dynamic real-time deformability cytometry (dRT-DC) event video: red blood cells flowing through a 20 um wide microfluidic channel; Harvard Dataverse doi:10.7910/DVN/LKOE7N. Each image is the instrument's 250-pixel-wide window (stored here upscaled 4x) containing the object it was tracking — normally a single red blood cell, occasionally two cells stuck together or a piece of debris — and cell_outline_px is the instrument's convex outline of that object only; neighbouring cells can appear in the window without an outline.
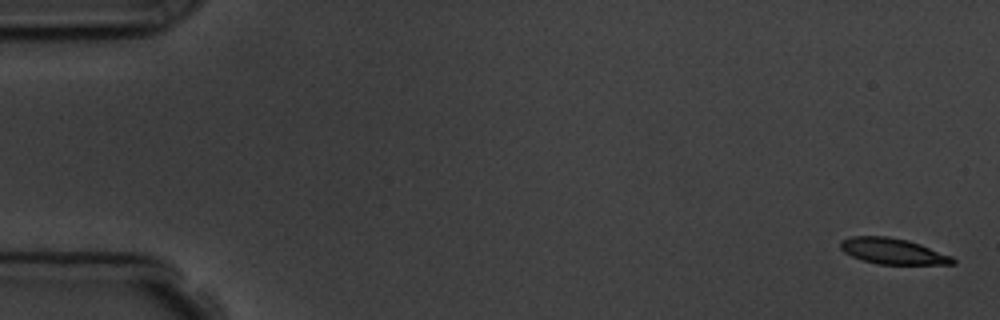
{"species": "common noctule bat (a hibernating species)", "species_latin": "Nyctalus noctula", "temperature_condition": "room temperature", "stored_images_in_passage": 16, "camera_frame_rate_fps": 3000, "um_per_image_px": 0.085, "animal": {"sex": "male", "body_mass_g": 19.5, "forearm_length_mm": 54.6}, "frame": {"image": 1, "passage_image": 1, "time_ms": 0.0, "image_size_px": [1000, 320], "cell_outline_px": [[956, 264], [876, 264], [852, 256], [844, 252], [840, 248], [840, 240], [852, 236], [888, 236], [908, 240], [920, 244], [952, 256], [956, 260]], "centroid_in_image_um": [75.89, 21.34], "position_along_channel_um": 9.1, "area_um2": 16.94}}
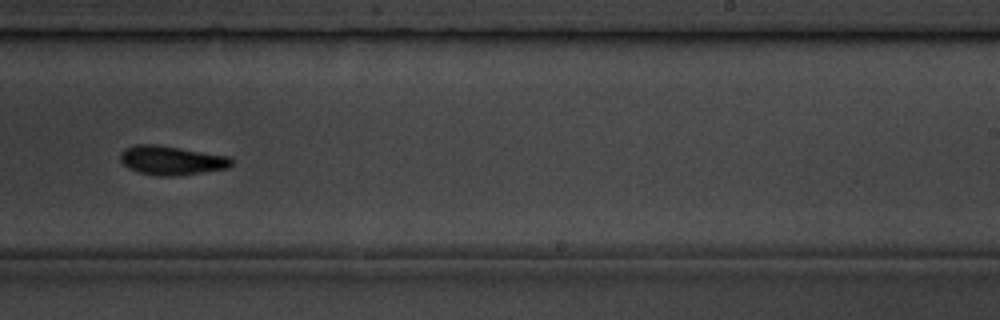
{"frame": {"image": 2, "passage_image": 10, "time_ms": 11.0, "image_size_px": [1000, 320], "cell_outline_px": [[232, 164], [228, 168], [172, 176], [156, 176], [140, 172], [128, 168], [120, 160], [120, 152], [124, 148], [136, 144], [156, 144], [232, 156]], "centroid_in_image_um": [14.57, 13.61], "position_along_channel_um": 274.4, "area_um2": 18.9}, "authors_computed_cell_mechanics": {"area_um2": 18.5538, "velocity_mm_per_s": 3.7286, "shape_relaxation_time_tau1_ms": 4.3836, "shape_relaxation_time_tau2_ms": 6.177, "deformation_change_tau1": 0.153, "deformation_change_tau2": 0.1083}}